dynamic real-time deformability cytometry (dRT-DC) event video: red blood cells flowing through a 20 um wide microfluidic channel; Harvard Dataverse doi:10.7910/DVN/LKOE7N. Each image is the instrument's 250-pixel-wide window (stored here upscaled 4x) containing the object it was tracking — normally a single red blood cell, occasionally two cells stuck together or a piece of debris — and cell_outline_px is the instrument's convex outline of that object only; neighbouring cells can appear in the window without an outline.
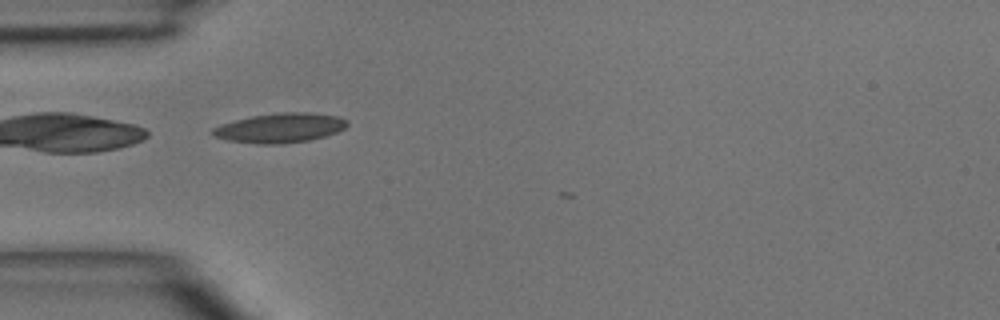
{"species": "common noctule bat (a hibernating species)", "species_latin": "Nyctalus noctula", "temperature_condition": "room temperature", "stored_images_in_passage": 4, "camera_frame_rate_fps": 3000, "um_per_image_px": 0.085, "animal": {"sex": "male", "body_mass_g": 15.6}, "frame": {"image": 1, "passage_image": 2, "time_ms": 1.0, "image_size_px": [1000, 320], "cell_outline_px": [[348, 124], [344, 128], [336, 132], [324, 136], [308, 140], [280, 144], [260, 144], [228, 140], [212, 136], [212, 128], [236, 120], [252, 116], [280, 112], [308, 112], [336, 116], [348, 120]], "centroid_in_image_um": [23.81, 10.87], "position_along_channel_um": 61.2, "area_um2": 22.89}}
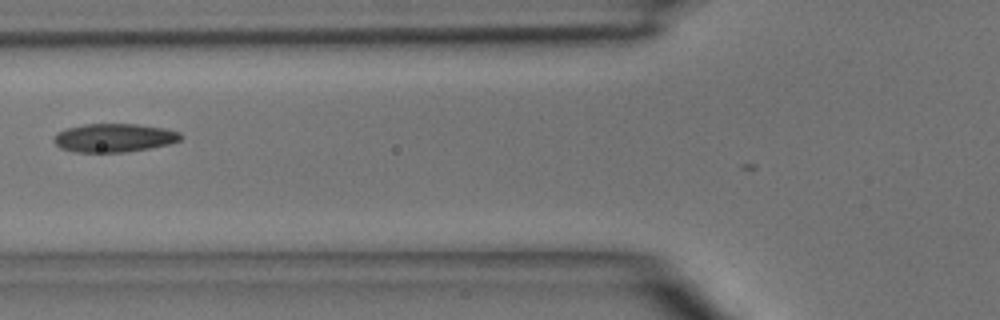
{"frame": {"image": 2, "passage_image": 3, "time_ms": 2.333, "image_size_px": [1000, 320], "cell_outline_px": [[184, 136], [180, 140], [168, 144], [128, 152], [72, 152], [60, 148], [52, 140], [56, 132], [68, 128], [84, 124], [136, 124], [164, 128], [180, 132]], "centroid_in_image_um": [9.68, 11.71], "position_along_channel_um": 116.1, "area_um2": 21.15}}